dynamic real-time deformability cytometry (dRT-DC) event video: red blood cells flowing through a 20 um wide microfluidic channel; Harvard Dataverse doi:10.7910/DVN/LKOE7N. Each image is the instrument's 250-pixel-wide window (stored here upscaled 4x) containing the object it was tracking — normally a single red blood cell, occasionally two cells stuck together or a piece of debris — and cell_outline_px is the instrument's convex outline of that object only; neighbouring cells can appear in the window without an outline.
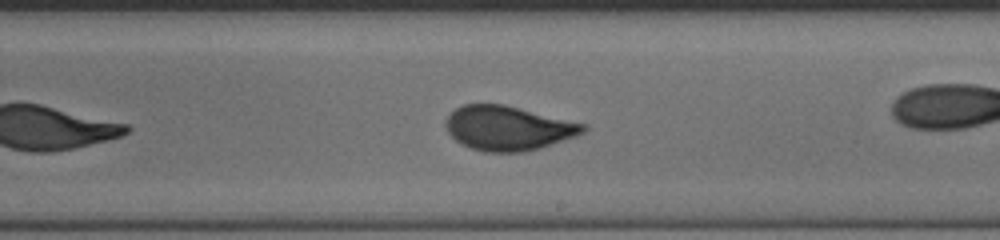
{"species": "human", "species_latin": "Homo sapiens", "temperature_condition": "cold", "stored_images_in_passage": 44, "camera_frame_rate_fps": 3000, "um_per_image_px": 0.085, "donor": {"sex": "female"}, "frame": {"image": 1, "passage_image": 19, "time_ms": 6.0, "image_size_px": [1000, 240], "cell_outline_px": [[588, 128], [584, 132], [576, 136], [540, 148], [524, 152], [484, 152], [460, 144], [448, 132], [444, 124], [444, 120], [456, 108], [464, 104], [504, 104], [588, 124]], "centroid_in_image_um": [43.2, 10.89], "position_along_channel_um": 245.8, "area_um2": 35.78}}
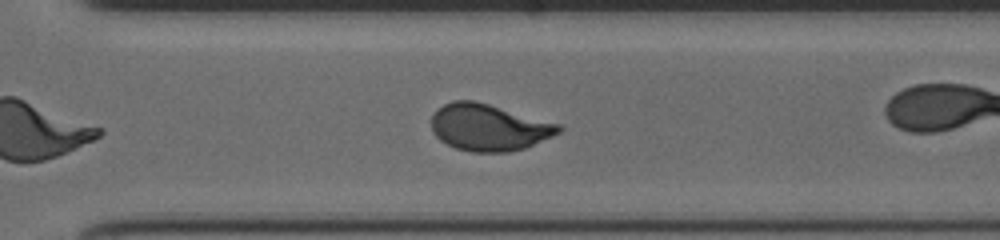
{"frame": {"image": 2, "passage_image": 26, "time_ms": 8.333, "image_size_px": [1000, 240], "cell_outline_px": [[564, 128], [560, 132], [552, 136], [524, 148], [508, 152], [472, 152], [456, 148], [440, 140], [432, 132], [432, 116], [444, 104], [452, 100], [472, 100], [488, 104], [560, 124]], "centroid_in_image_um": [41.55, 10.83], "position_along_channel_um": 329.1, "area_um2": 34.33}}
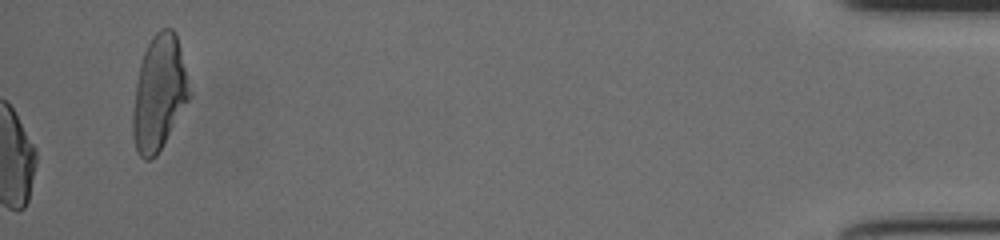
{"frame": {"image": 3, "passage_image": 44, "time_ms": 14.333, "image_size_px": [1000, 240], "cell_outline_px": [[188, 100], [156, 156], [148, 160], [144, 160], [140, 156], [136, 148], [132, 136], [132, 112], [136, 84], [140, 64], [144, 52], [152, 36], [160, 28], [172, 28], [176, 32], [184, 68], [188, 92]], "centroid_in_image_um": [13.46, 7.91], "position_along_channel_um": 421.7, "area_um2": 36.88}, "authors_computed_cell_mechanics": {"area_um2": 35.2002, "velocity_mm_per_s": 3.5593, "shape_relaxation_time_tau1_ms": 7.4607, "shape_relaxation_time_tau2_ms": null, "deformation_change_tau1": 0.191, "deformation_change_tau2": null}}